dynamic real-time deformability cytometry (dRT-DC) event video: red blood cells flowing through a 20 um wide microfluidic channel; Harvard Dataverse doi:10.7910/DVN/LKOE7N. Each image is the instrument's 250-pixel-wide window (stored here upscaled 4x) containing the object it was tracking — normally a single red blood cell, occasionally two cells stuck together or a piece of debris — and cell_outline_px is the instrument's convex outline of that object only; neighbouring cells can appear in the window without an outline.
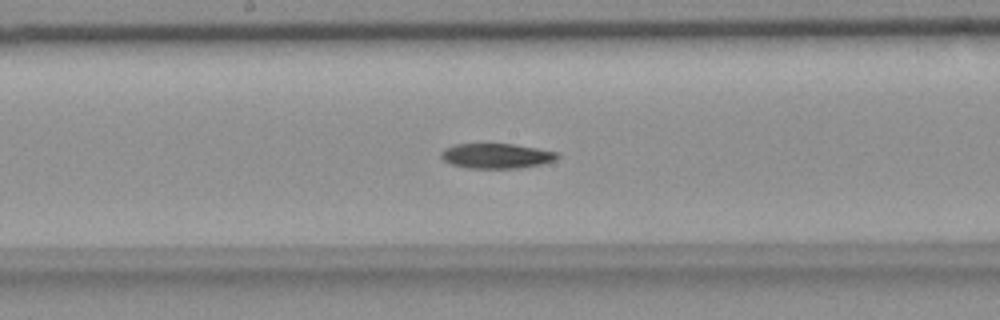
{"species": "common noctule bat (a hibernating species)", "species_latin": "Nyctalus noctula", "temperature_condition": "room temperature", "stored_images_in_passage": 57, "camera_frame_rate_fps": 3000, "um_per_image_px": 0.085, "animal": {"sex": "female", "body_mass_g": 18.4}, "frame": {"image": 1, "passage_image": 29, "time_ms": 9.333, "image_size_px": [1000, 320], "cell_outline_px": [[560, 156], [556, 160], [540, 164], [520, 168], [468, 168], [452, 164], [444, 160], [440, 156], [440, 152], [444, 148], [456, 144], [512, 144], [560, 152]], "centroid_in_image_um": [42.21, 13.25], "position_along_channel_um": 206.0, "area_um2": 16.94}}
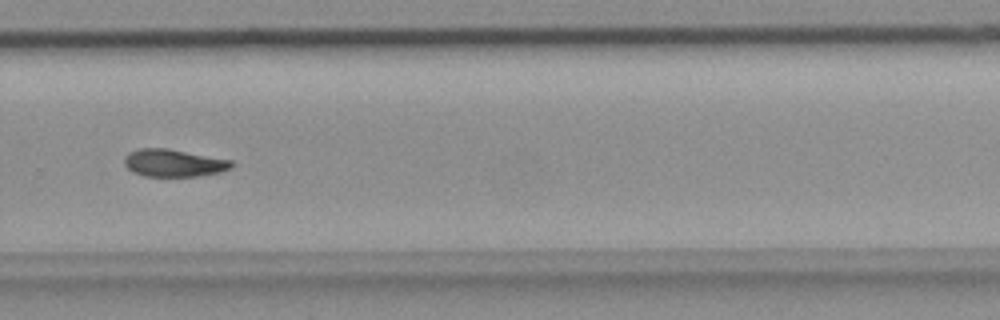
{"frame": {"image": 2, "passage_image": 38, "time_ms": 12.333, "image_size_px": [1000, 320], "cell_outline_px": [[236, 164], [232, 168], [220, 172], [196, 176], [144, 176], [132, 172], [124, 164], [124, 156], [128, 152], [136, 148], [168, 148], [232, 160]], "centroid_in_image_um": [14.76, 13.84], "position_along_channel_um": 315.0, "area_um2": 17.4}}
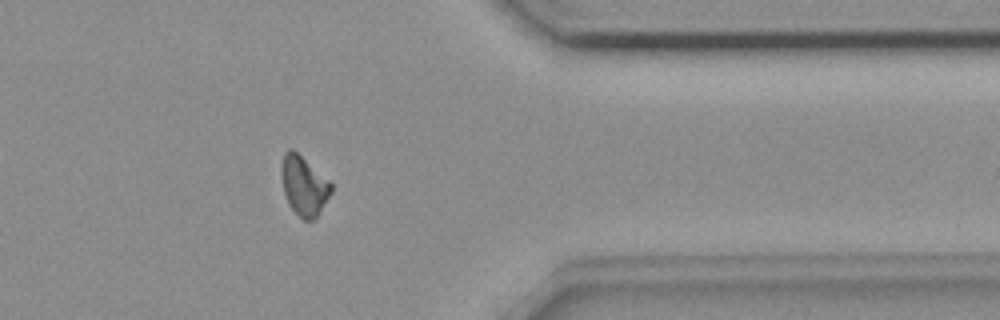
{"frame": {"image": 3, "passage_image": 45, "time_ms": 14.667, "image_size_px": [1000, 320], "cell_outline_px": [[332, 192], [316, 216], [312, 220], [304, 220], [288, 204], [284, 192], [280, 176], [280, 164], [284, 152], [288, 148], [292, 148], [332, 184]], "centroid_in_image_um": [25.78, 15.75], "position_along_channel_um": 385.6, "area_um2": 16.99}}